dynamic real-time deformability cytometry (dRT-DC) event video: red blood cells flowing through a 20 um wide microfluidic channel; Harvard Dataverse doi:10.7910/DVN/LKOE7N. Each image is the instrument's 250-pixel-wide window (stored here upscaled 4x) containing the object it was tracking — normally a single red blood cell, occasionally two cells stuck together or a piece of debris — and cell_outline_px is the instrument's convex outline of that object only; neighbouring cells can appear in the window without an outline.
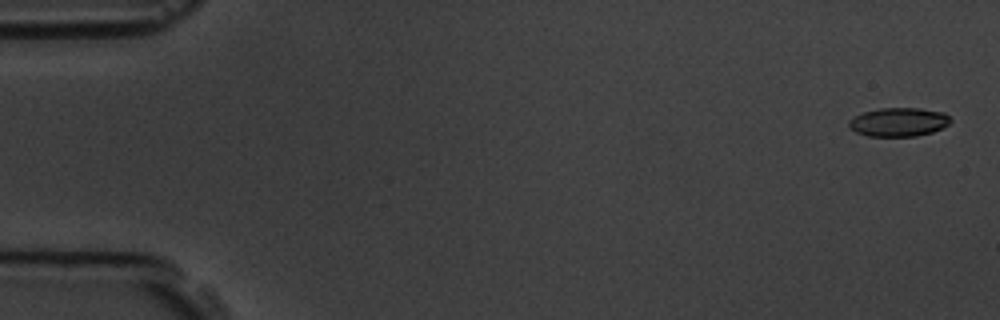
{"species": "common noctule bat (a hibernating species)", "species_latin": "Nyctalus noctula", "temperature_condition": "room temperature", "stored_images_in_passage": 4, "camera_frame_rate_fps": 3000, "um_per_image_px": 0.085, "animal": {"sex": "male", "body_mass_g": 19.5, "forearm_length_mm": 54.6}, "frame": {"image": 1, "passage_image": 1, "time_ms": 0.0, "image_size_px": [1000, 320], "cell_outline_px": [[952, 120], [948, 124], [932, 132], [916, 136], [868, 136], [856, 132], [848, 124], [848, 120], [864, 112], [880, 108], [920, 108], [944, 112]], "centroid_in_image_um": [76.39, 10.37], "position_along_channel_um": 8.6, "area_um2": 16.88}}
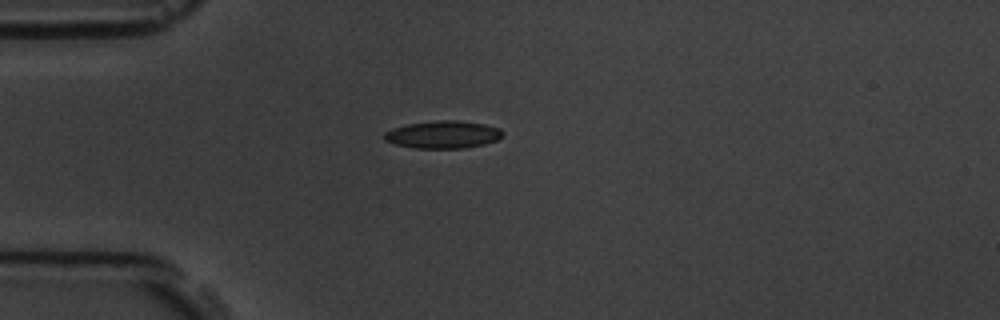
{"frame": {"image": 2, "passage_image": 4, "time_ms": 4.333, "image_size_px": [1000, 320], "cell_outline_px": [[504, 136], [496, 140], [484, 144], [464, 148], [416, 148], [396, 144], [384, 140], [384, 132], [392, 128], [408, 124], [440, 120], [460, 120], [484, 124], [500, 128], [504, 132]], "centroid_in_image_um": [37.68, 11.43], "position_along_channel_um": 47.3, "area_um2": 19.02}}